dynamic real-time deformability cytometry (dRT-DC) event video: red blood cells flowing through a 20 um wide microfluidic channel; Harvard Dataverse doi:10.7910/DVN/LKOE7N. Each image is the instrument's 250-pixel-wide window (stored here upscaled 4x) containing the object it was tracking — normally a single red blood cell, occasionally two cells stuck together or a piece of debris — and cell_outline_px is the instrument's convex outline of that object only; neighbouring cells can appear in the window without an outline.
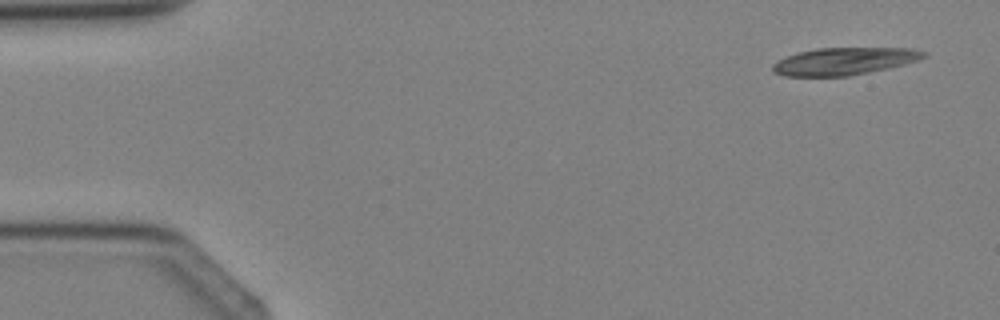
{"species": "Egyptian fruit bat (a non-hibernating species)", "species_latin": "Rousettus aegyptiacus", "temperature_condition": "cold", "stored_images_in_passage": 2, "camera_frame_rate_fps": 3000, "um_per_image_px": 0.085, "animal": {"sex": "female"}, "frame": {"image": 1, "passage_image": 1, "time_ms": 0.0, "image_size_px": [1000, 320], "cell_outline_px": [[928, 56], [920, 60], [888, 68], [848, 76], [784, 76], [772, 72], [772, 64], [788, 56], [800, 52], [816, 48], [912, 48], [928, 52]], "centroid_in_image_um": [71.8, 5.2], "position_along_channel_um": 13.2, "area_um2": 24.04}}